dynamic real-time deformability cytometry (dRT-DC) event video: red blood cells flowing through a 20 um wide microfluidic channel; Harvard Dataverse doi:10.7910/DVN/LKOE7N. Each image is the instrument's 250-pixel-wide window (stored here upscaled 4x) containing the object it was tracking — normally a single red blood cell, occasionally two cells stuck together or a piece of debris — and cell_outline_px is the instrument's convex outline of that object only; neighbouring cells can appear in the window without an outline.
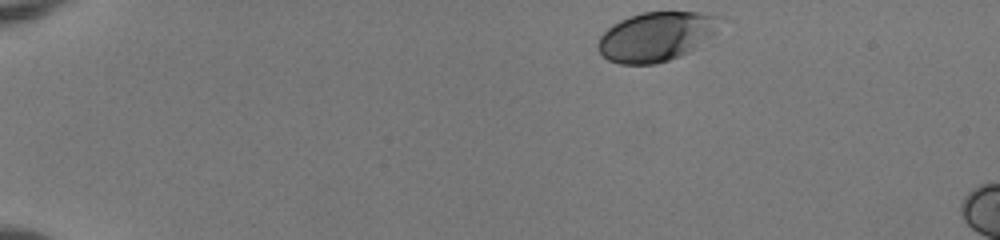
{"species": "human", "species_latin": "Homo sapiens", "temperature_condition": "room temperature", "stored_images_in_passage": 10, "camera_frame_rate_fps": 3000, "um_per_image_px": 0.085, "donor": {"sex": "female"}, "frame": {"image": 1, "passage_image": 1, "time_ms": 0.0, "image_size_px": [1000, 240], "cell_outline_px": [[724, 16], [716, 32], [688, 52], [680, 56], [656, 64], [620, 64], [608, 60], [600, 52], [596, 44], [600, 36], [612, 24], [620, 20], [644, 12], [700, 12]], "centroid_in_image_um": [55.78, 3.1], "position_along_channel_um": 29.2, "area_um2": 34.97}}